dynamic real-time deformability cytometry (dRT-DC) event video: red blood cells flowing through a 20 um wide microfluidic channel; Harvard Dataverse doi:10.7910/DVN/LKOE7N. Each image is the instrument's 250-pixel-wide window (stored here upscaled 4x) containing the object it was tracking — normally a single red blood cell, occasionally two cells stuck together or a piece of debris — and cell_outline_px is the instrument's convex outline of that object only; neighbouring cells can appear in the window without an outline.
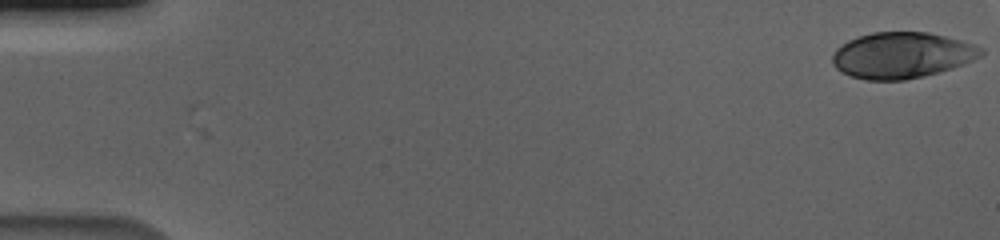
{"species": "human", "species_latin": "Homo sapiens", "temperature_condition": "cold", "stored_images_in_passage": 54, "camera_frame_rate_fps": 3000, "um_per_image_px": 0.085, "donor": {"sex": "male"}, "frame": {"image": 1, "passage_image": 1, "time_ms": 0.0, "image_size_px": [1000, 240], "cell_outline_px": [[984, 56], [964, 64], [952, 68], [924, 76], [904, 80], [868, 80], [852, 76], [836, 68], [832, 64], [832, 56], [836, 48], [848, 40], [856, 36], [872, 32], [928, 32], [960, 40], [984, 48]], "centroid_in_image_um": [76.67, 4.69], "position_along_channel_um": 8.3, "area_um2": 39.94}}
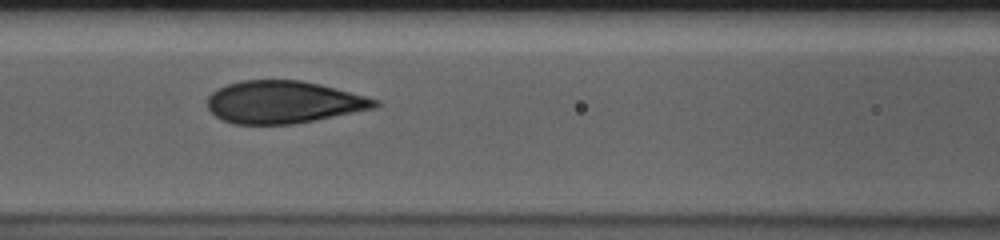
{"frame": {"image": 2, "passage_image": 26, "time_ms": 8.333, "image_size_px": [1000, 240], "cell_outline_px": [[380, 104], [376, 108], [316, 120], [292, 124], [232, 124], [216, 116], [208, 108], [208, 96], [212, 92], [228, 84], [240, 80], [300, 80], [320, 84], [380, 100]], "centroid_in_image_um": [24.11, 8.68], "position_along_channel_um": 142.5, "area_um2": 41.33}}
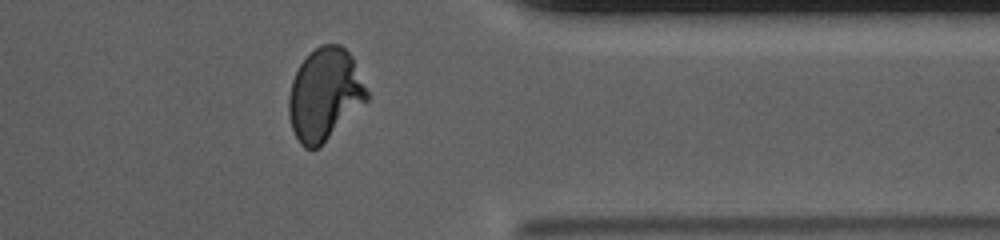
{"frame": {"image": 3, "passage_image": 47, "time_ms": 15.333, "image_size_px": [1000, 240], "cell_outline_px": [[368, 100], [316, 148], [304, 148], [300, 144], [292, 128], [288, 116], [288, 96], [292, 80], [300, 64], [320, 44], [340, 44], [352, 56], [368, 92]], "centroid_in_image_um": [27.58, 8.0], "position_along_channel_um": 383.8, "area_um2": 41.27}, "authors_computed_cell_mechanics": {"area_um2": 41.3559, "velocity_mm_per_s": 3.585, "shape_relaxation_time_tau1_ms": 4.4879, "shape_relaxation_time_tau2_ms": null, "deformation_change_tau1": 0.1803, "deformation_change_tau2": null}}